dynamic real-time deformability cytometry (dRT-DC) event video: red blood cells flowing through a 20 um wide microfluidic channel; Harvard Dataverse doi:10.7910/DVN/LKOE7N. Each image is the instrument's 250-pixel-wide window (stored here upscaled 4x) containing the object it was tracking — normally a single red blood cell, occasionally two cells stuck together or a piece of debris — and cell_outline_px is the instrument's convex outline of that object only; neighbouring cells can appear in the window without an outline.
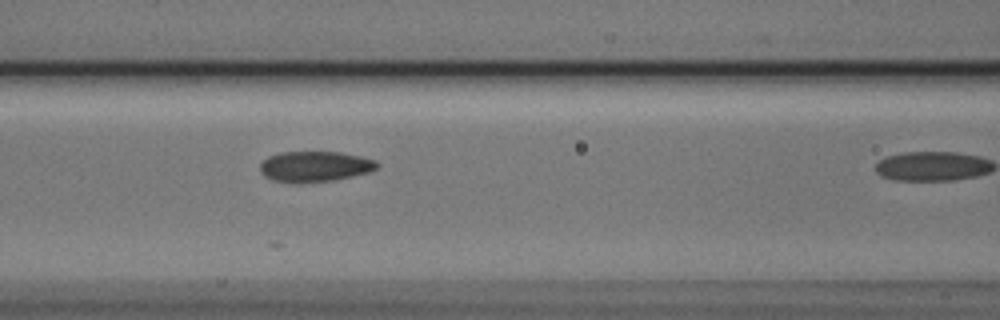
{"species": "Egyptian fruit bat (a non-hibernating species)", "species_latin": "Rousettus aegyptiacus", "temperature_condition": "cold", "stored_images_in_passage": 10, "camera_frame_rate_fps": 3000, "um_per_image_px": 0.085, "animal": {"sex": "male"}, "frame": {"image": 1, "passage_image": 9, "time_ms": 2.667, "image_size_px": [1000, 320], "cell_outline_px": [[380, 164], [376, 168], [368, 172], [352, 176], [332, 180], [272, 180], [264, 176], [260, 172], [260, 164], [268, 156], [280, 152], [340, 152], [360, 156], [376, 160]], "centroid_in_image_um": [26.78, 14.1], "position_along_channel_um": 139.8, "area_um2": 20.11}}